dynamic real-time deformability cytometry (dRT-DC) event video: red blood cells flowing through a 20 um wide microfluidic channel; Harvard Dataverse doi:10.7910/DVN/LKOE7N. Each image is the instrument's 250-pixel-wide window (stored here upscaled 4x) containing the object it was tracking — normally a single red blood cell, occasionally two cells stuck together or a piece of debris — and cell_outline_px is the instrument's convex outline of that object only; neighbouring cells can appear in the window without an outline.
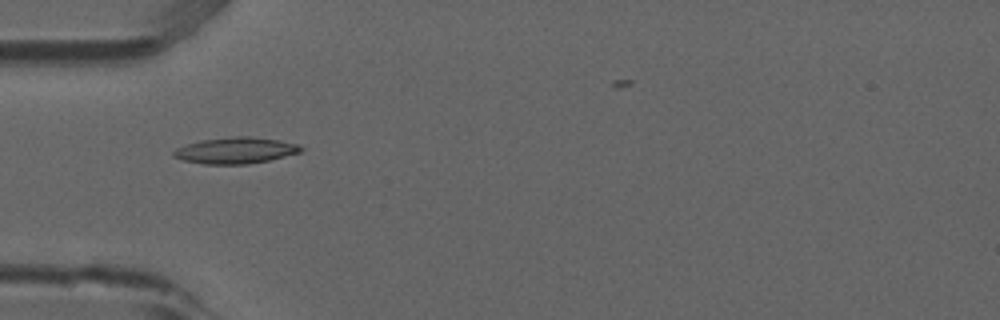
{"species": "common noctule bat (a hibernating species)", "species_latin": "Nyctalus noctula", "temperature_condition": "room temperature", "stored_images_in_passage": 6, "camera_frame_rate_fps": 3000, "um_per_image_px": 0.085, "animal": {"sex": "male", "forearm_length_mm": 52.5}, "frame": {"image": 1, "passage_image": 6, "time_ms": 1.667, "image_size_px": [1000, 320], "cell_outline_px": [[304, 148], [300, 152], [268, 160], [248, 164], [204, 164], [184, 160], [172, 156], [172, 152], [176, 148], [200, 140], [236, 136], [248, 136], [280, 140], [296, 144]], "centroid_in_image_um": [20.0, 12.78], "position_along_channel_um": 65.0, "area_um2": 19.31}}